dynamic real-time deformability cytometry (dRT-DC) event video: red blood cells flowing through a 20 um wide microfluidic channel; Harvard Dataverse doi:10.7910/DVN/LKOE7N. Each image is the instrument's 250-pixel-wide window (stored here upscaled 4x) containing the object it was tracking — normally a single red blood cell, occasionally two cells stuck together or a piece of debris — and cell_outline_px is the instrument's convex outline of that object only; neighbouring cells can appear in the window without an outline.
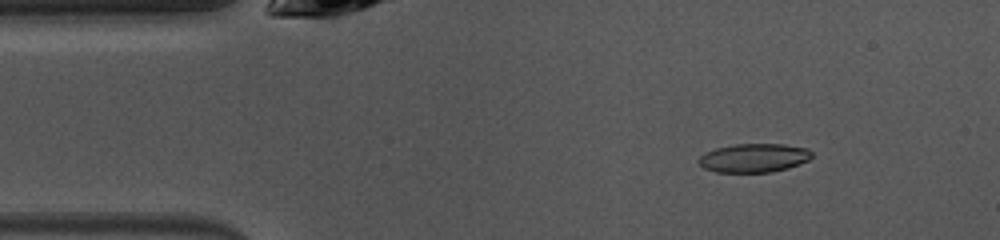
{"species": "common noctule bat (a hibernating species)", "species_latin": "Nyctalus noctula", "temperature_condition": "warm", "stored_images_in_passage": 43, "camera_frame_rate_fps": 3000, "um_per_image_px": 0.085, "animal": {"sex": "female", "body_mass_g": 10.0, "forearm_length_mm": 53.1}, "frame": {"image": 1, "passage_image": 1, "time_ms": 0.0, "image_size_px": [1000, 240], "cell_outline_px": [[812, 156], [808, 160], [788, 168], [772, 172], [716, 172], [704, 168], [696, 160], [704, 152], [716, 148], [736, 144], [784, 144], [808, 148], [812, 152]], "centroid_in_image_um": [64.07, 13.42], "position_along_channel_um": 20.9, "area_um2": 19.02}}
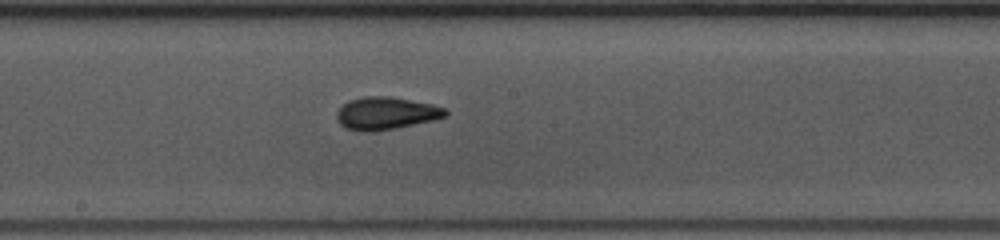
{"frame": {"image": 2, "passage_image": 19, "time_ms": 6.0, "image_size_px": [1000, 240], "cell_outline_px": [[448, 112], [444, 116], [432, 120], [396, 128], [372, 132], [368, 132], [344, 128], [336, 120], [336, 112], [348, 100], [364, 96], [392, 96], [432, 104], [444, 108]], "centroid_in_image_um": [32.76, 9.62], "position_along_channel_um": 215.4, "area_um2": 20.63}}
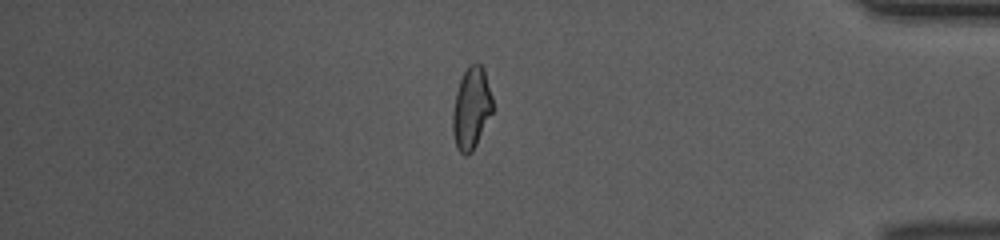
{"frame": {"image": 3, "passage_image": 35, "time_ms": 11.333, "image_size_px": [1000, 240], "cell_outline_px": [[492, 112], [472, 152], [464, 156], [456, 148], [452, 132], [452, 116], [456, 92], [460, 80], [468, 64], [476, 60], [484, 68], [492, 96]], "centroid_in_image_um": [40.05, 9.17], "position_along_channel_um": 395.2, "area_um2": 19.13}, "authors_computed_cell_mechanics": {"area_um2": 19.7676, "velocity_mm_per_s": 4.0579, "shape_relaxation_time_tau1_ms": 3.2042, "shape_relaxation_time_tau2_ms": 1.9025, "deformation_change_tau1": 0.1597, "deformation_change_tau2": 0.0947}}